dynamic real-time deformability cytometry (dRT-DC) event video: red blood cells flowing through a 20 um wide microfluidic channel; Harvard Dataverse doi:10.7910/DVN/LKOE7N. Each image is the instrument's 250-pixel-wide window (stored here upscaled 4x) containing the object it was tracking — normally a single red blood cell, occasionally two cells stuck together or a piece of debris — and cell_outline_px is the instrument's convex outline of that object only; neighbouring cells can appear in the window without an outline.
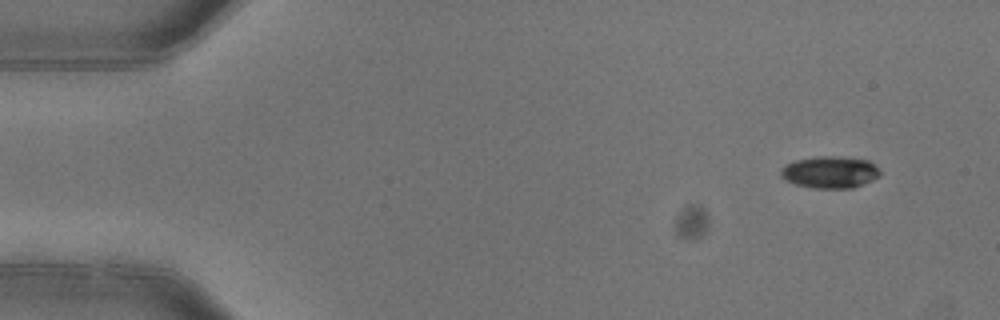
{"species": "common noctule bat (a hibernating species)", "species_latin": "Nyctalus noctula", "temperature_condition": "warm", "stored_images_in_passage": 3, "camera_frame_rate_fps": 3000, "um_per_image_px": 0.085, "animal": {"sex": "female"}, "frame": {"image": 1, "passage_image": 1, "time_ms": 0.0, "image_size_px": [1000, 320], "cell_outline_px": [[880, 176], [872, 180], [852, 188], [812, 188], [796, 184], [780, 176], [780, 168], [796, 160], [816, 156], [840, 156], [868, 160], [880, 168]], "centroid_in_image_um": [70.57, 14.62], "position_along_channel_um": 14.4, "area_um2": 18.5}}
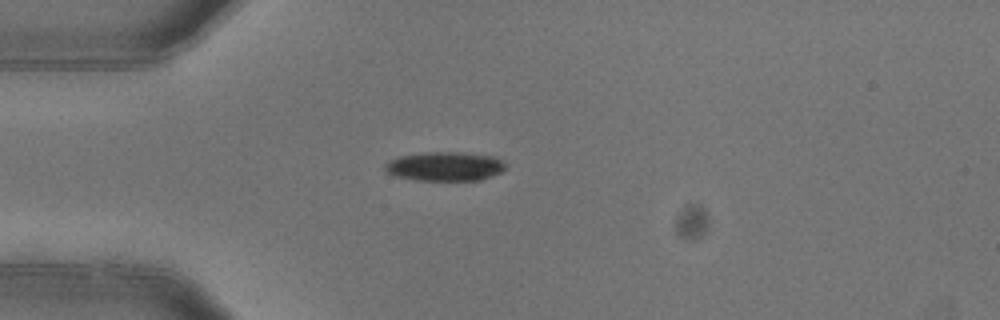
{"frame": {"image": 2, "passage_image": 3, "time_ms": 0.667, "image_size_px": [1000, 320], "cell_outline_px": [[504, 168], [500, 172], [492, 176], [480, 180], [416, 180], [396, 176], [388, 172], [384, 168], [384, 164], [388, 160], [400, 156], [428, 152], [460, 152], [496, 156], [504, 164]], "centroid_in_image_um": [37.8, 14.13], "position_along_channel_um": 47.2, "area_um2": 20.35}}